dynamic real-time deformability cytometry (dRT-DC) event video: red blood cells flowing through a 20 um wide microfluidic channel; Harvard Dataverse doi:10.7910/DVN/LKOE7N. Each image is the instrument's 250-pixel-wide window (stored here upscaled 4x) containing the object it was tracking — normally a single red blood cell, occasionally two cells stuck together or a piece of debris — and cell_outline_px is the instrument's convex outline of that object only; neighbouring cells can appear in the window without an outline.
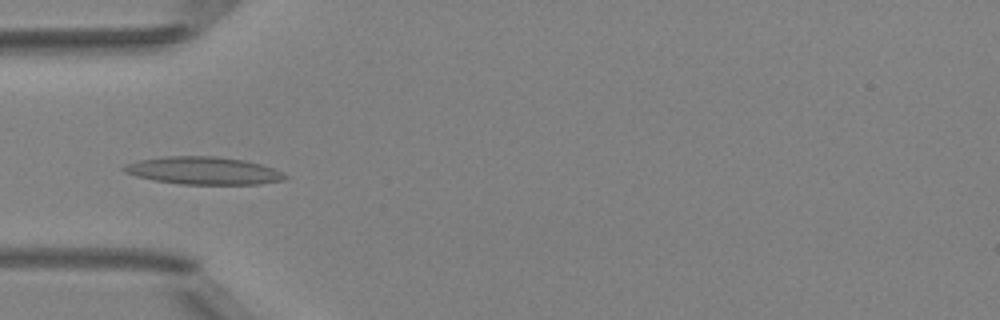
{"species": "Egyptian fruit bat (a non-hibernating species)", "species_latin": "Rousettus aegyptiacus", "temperature_condition": "room temperature", "stored_images_in_passage": 5, "camera_frame_rate_fps": 3000, "um_per_image_px": 0.085, "animal": {"sex": "female"}, "frame": {"image": 1, "passage_image": 4, "time_ms": 3.667, "image_size_px": [1000, 320], "cell_outline_px": [[288, 176], [284, 180], [260, 184], [180, 184], [156, 180], [136, 176], [124, 172], [120, 168], [128, 164], [140, 160], [164, 156], [216, 156], [244, 160], [260, 164], [284, 172]], "centroid_in_image_um": [17.32, 14.5], "position_along_channel_um": 67.7, "area_um2": 25.84}}
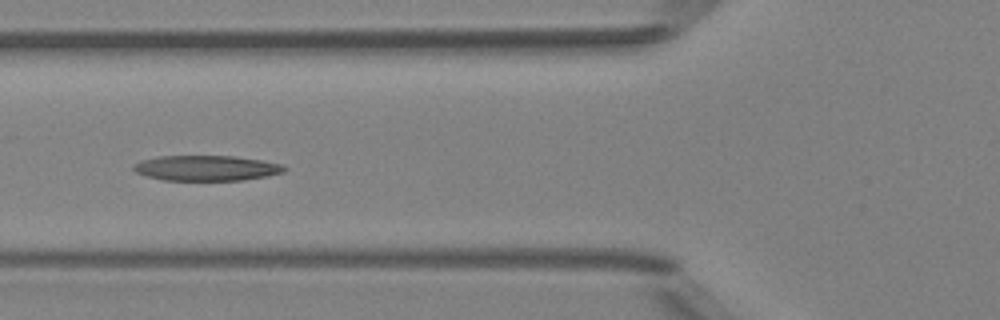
{"frame": {"image": 2, "passage_image": 5, "time_ms": 4.667, "image_size_px": [1000, 320], "cell_outline_px": [[288, 168], [284, 172], [268, 176], [244, 180], [164, 180], [148, 176], [136, 172], [132, 168], [132, 164], [140, 160], [156, 156], [232, 156], [260, 160], [284, 164]], "centroid_in_image_um": [17.55, 14.28], "position_along_channel_um": 108.2, "area_um2": 22.37}}